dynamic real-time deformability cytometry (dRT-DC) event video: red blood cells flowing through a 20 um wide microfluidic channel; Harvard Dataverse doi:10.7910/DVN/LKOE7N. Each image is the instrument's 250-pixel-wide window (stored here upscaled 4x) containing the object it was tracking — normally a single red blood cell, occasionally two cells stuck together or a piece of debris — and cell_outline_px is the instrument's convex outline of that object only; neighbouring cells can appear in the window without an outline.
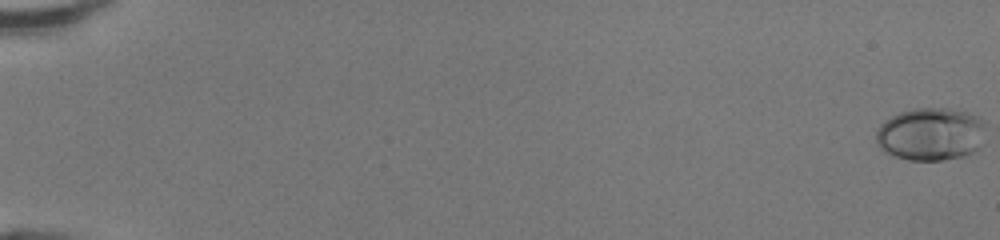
{"species": "human", "species_latin": "Homo sapiens", "temperature_condition": "room temperature", "stored_images_in_passage": 50, "camera_frame_rate_fps": 3000, "um_per_image_px": 0.085, "donor": {"sex": "female"}, "frame": {"image": 1, "passage_image": 1, "time_ms": 0.0, "image_size_px": [1000, 240], "cell_outline_px": [[984, 124], [980, 148], [976, 152], [964, 156], [944, 160], [908, 160], [896, 156], [880, 148], [876, 144], [876, 132], [880, 124], [892, 116], [900, 112], [916, 108], [948, 108], [968, 112], [980, 116], [984, 120]], "centroid_in_image_um": [79.14, 11.4], "position_along_channel_um": 5.9, "area_um2": 33.99}}
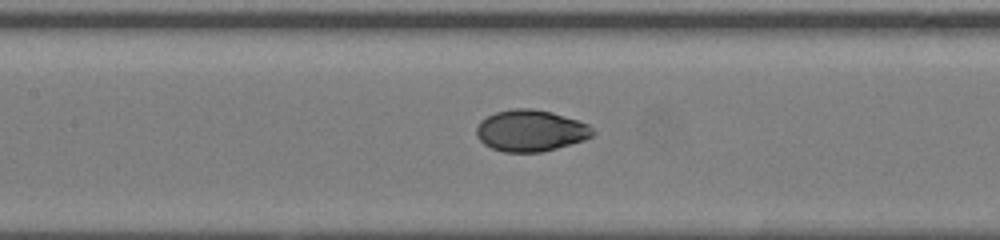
{"frame": {"image": 2, "passage_image": 26, "time_ms": 8.333, "image_size_px": [1000, 240], "cell_outline_px": [[596, 132], [592, 136], [584, 140], [556, 148], [540, 152], [504, 152], [492, 148], [484, 144], [476, 136], [476, 128], [480, 120], [496, 112], [512, 108], [532, 108], [552, 112], [588, 124]], "centroid_in_image_um": [45.09, 11.1], "position_along_channel_um": 162.3, "area_um2": 28.09}}
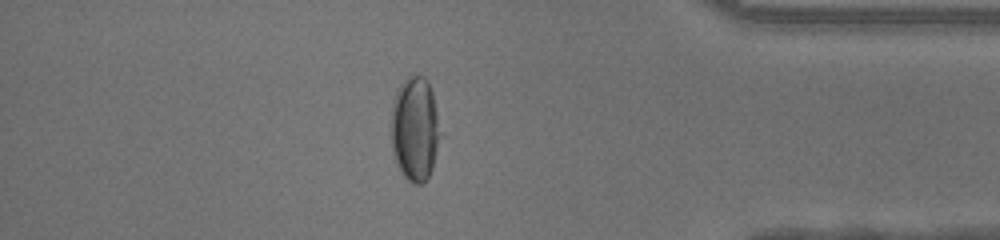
{"frame": {"image": 3, "passage_image": 44, "time_ms": 14.333, "image_size_px": [1000, 240], "cell_outline_px": [[436, 148], [432, 168], [428, 176], [420, 184], [416, 184], [408, 180], [400, 172], [396, 164], [392, 152], [392, 100], [396, 88], [412, 72], [424, 76], [428, 80], [432, 92], [436, 116]], "centroid_in_image_um": [35.19, 10.89], "position_along_channel_um": 400.0, "area_um2": 29.25}, "authors_computed_cell_mechanics": {"area_um2": 28.9289, "velocity_mm_per_s": 4.3412, "shape_relaxation_time_tau1_ms": 5.8873, "shape_relaxation_time_tau2_ms": null, "deformation_change_tau1": 0.1945, "deformation_change_tau2": null}}